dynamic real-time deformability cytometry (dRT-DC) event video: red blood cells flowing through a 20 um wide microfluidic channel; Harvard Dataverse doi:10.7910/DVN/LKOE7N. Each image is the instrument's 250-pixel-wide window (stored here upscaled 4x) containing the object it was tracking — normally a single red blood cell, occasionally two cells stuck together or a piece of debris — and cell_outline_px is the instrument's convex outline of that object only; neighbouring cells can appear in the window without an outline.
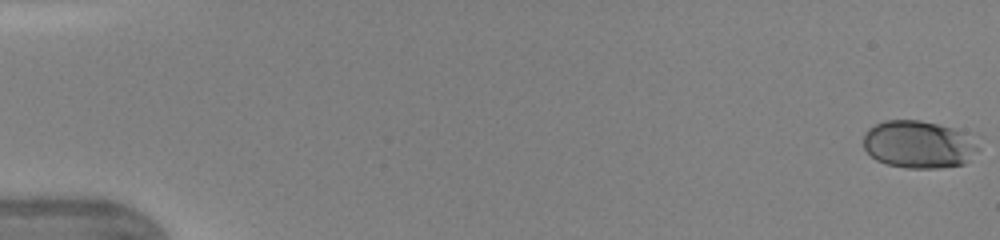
{"species": "human", "species_latin": "Homo sapiens", "temperature_condition": "warm", "stored_images_in_passage": 47, "camera_frame_rate_fps": 3000, "um_per_image_px": 0.085, "donor": {"sex": "female"}, "frame": {"image": 1, "passage_image": 1, "time_ms": 0.0, "image_size_px": [1000, 240], "cell_outline_px": [[980, 148], [964, 164], [940, 168], [904, 168], [888, 164], [876, 160], [864, 148], [864, 132], [868, 128], [884, 120], [920, 120], [952, 128], [980, 136]], "centroid_in_image_um": [78.16, 12.27], "position_along_channel_um": 6.8, "area_um2": 32.43}}
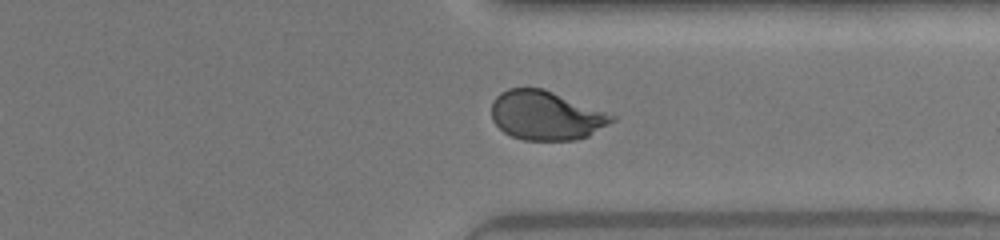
{"frame": {"image": 2, "passage_image": 37, "time_ms": 12.0, "image_size_px": [1000, 240], "cell_outline_px": [[616, 120], [588, 136], [576, 140], [524, 140], [512, 136], [504, 132], [492, 120], [492, 100], [500, 92], [508, 88], [544, 88], [616, 116]], "centroid_in_image_um": [46.39, 9.81], "position_along_channel_um": 365.0, "area_um2": 34.39}}
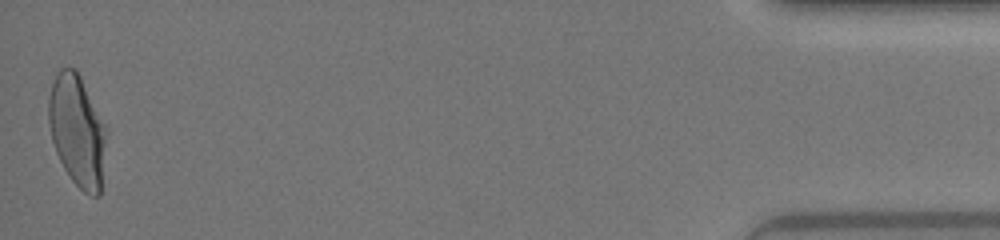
{"frame": {"image": 3, "passage_image": 47, "time_ms": 15.333, "image_size_px": [1000, 240], "cell_outline_px": [[104, 140], [100, 196], [92, 196], [84, 192], [72, 180], [64, 168], [56, 152], [52, 140], [48, 120], [48, 96], [52, 84], [60, 68], [76, 68], [104, 124]], "centroid_in_image_um": [6.51, 11.09], "position_along_channel_um": 428.7, "area_um2": 36.53}, "authors_computed_cell_mechanics": {"area_um2": 34.3332, "velocity_mm_per_s": 4.3731, "shape_relaxation_time_tau1_ms": 3.4649, "shape_relaxation_time_tau2_ms": null, "deformation_change_tau1": 0.1751, "deformation_change_tau2": null}}